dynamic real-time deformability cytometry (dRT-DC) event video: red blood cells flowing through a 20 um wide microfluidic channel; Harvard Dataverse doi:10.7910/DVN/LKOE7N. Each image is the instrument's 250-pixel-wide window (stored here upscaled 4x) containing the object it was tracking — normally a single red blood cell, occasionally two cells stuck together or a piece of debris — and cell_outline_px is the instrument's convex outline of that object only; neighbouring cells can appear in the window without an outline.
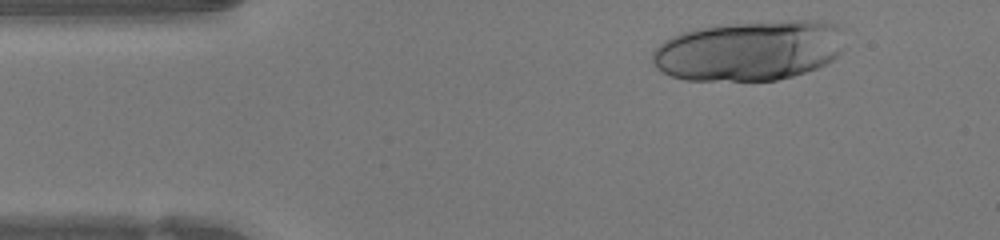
{"species": "human", "species_latin": "Homo sapiens", "temperature_condition": "warm", "stored_images_in_passage": 39, "segment_of_instrument_passage": [1, 2], "camera_frame_rate_fps": 3000, "um_per_image_px": 0.085, "donor": {"sex": "female"}, "frame": {"image": 1, "passage_image": 3, "time_ms": 0.667, "image_size_px": [1000, 240], "cell_outline_px": [[840, 52], [832, 60], [816, 68], [792, 76], [776, 80], [684, 80], [672, 76], [656, 68], [652, 60], [652, 52], [664, 40], [680, 32], [696, 28], [732, 24], [796, 20], [820, 20], [836, 24], [840, 28]], "centroid_in_image_um": [63.64, 4.3], "position_along_channel_um": 21.4, "area_um2": 66.93}}